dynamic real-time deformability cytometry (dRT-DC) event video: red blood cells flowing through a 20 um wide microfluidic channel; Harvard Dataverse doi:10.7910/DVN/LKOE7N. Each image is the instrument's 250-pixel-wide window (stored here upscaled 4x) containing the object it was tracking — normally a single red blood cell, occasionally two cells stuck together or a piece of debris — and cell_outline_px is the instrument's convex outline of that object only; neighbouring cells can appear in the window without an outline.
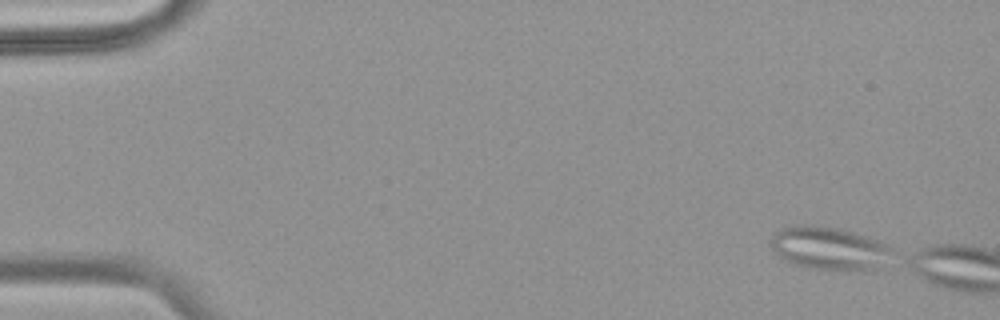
{"species": "common noctule bat (a hibernating species)", "species_latin": "Nyctalus noctula", "temperature_condition": "warm", "stored_images_in_passage": 8, "camera_frame_rate_fps": 3000, "um_per_image_px": 0.085, "animal": {"sex": "female", "body_mass_g": 18.4}, "frame": {"image": 1, "passage_image": 1, "time_ms": 0.0, "image_size_px": [1000, 320], "cell_outline_px": [[892, 248], [880, 268], [812, 268], [796, 264], [784, 260], [772, 248], [772, 236], [776, 232], [792, 224], [812, 224], [836, 228], [868, 236], [888, 244]], "centroid_in_image_um": [70.44, 21.05], "position_along_channel_um": 14.6, "area_um2": 29.42}}